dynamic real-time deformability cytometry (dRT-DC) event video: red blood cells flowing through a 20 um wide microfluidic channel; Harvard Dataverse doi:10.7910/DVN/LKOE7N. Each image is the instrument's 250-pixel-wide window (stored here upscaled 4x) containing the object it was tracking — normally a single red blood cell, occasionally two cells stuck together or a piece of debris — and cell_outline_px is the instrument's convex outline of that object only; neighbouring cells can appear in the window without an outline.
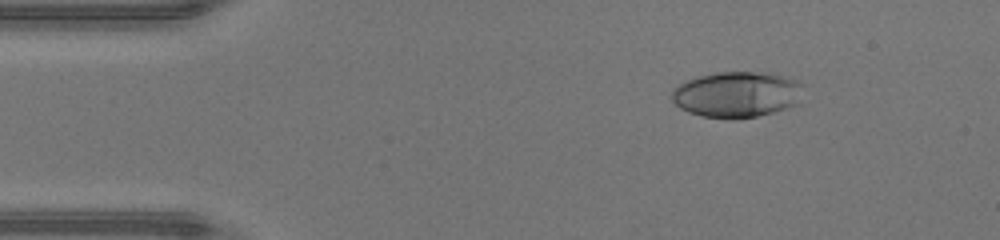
{"species": "human", "species_latin": "Homo sapiens", "temperature_condition": "warm", "stored_images_in_passage": 41, "camera_frame_rate_fps": 3000, "um_per_image_px": 0.085, "donor": {"sex": "male"}, "frame": {"image": 1, "passage_image": 1, "time_ms": 0.0, "image_size_px": [1000, 240], "cell_outline_px": [[804, 84], [800, 104], [772, 112], [756, 116], [736, 120], [728, 120], [700, 116], [688, 112], [680, 108], [672, 100], [672, 88], [684, 80], [696, 76], [716, 72], [752, 72], [780, 76], [800, 80]], "centroid_in_image_um": [62.62, 8.04], "position_along_channel_um": 22.4, "area_um2": 35.78}}
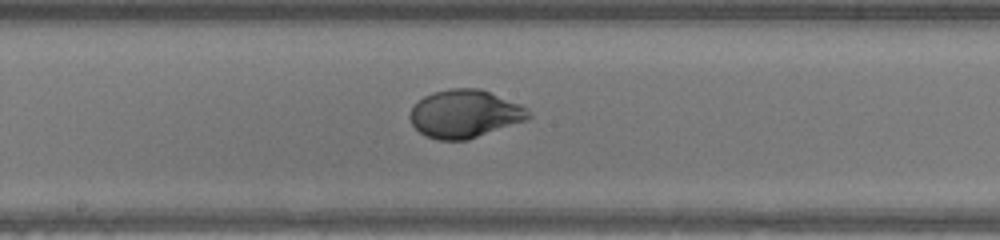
{"frame": {"image": 2, "passage_image": 19, "time_ms": 6.0, "image_size_px": [1000, 240], "cell_outline_px": [[532, 116], [528, 120], [468, 140], [436, 140], [424, 136], [412, 124], [408, 116], [412, 108], [424, 96], [432, 92], [452, 88], [480, 88], [520, 104], [532, 112]], "centroid_in_image_um": [39.52, 9.69], "position_along_channel_um": 208.7, "area_um2": 33.41}}
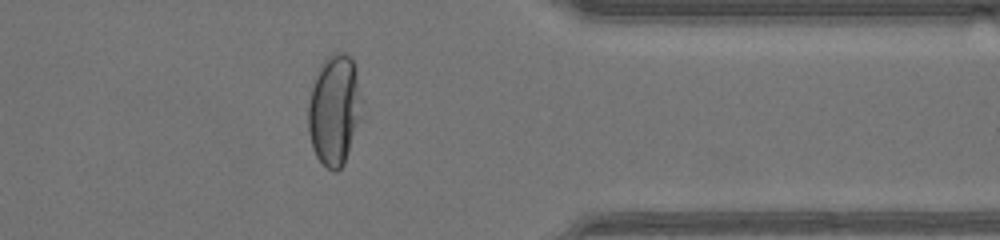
{"frame": {"image": 3, "passage_image": 32, "time_ms": 10.333, "image_size_px": [1000, 240], "cell_outline_px": [[360, 116], [344, 164], [336, 172], [332, 172], [316, 156], [312, 148], [308, 132], [308, 104], [312, 88], [316, 76], [324, 60], [332, 52], [344, 52], [352, 56], [356, 68], [360, 96]], "centroid_in_image_um": [28.4, 9.33], "position_along_channel_um": 383.0, "area_um2": 34.16}, "authors_computed_cell_mechanics": {"area_um2": 33.5818, "velocity_mm_per_s": 4.3614, "shape_relaxation_time_tau1_ms": 4.0615, "shape_relaxation_time_tau2_ms": null, "deformation_change_tau1": 0.2445, "deformation_change_tau2": null}}